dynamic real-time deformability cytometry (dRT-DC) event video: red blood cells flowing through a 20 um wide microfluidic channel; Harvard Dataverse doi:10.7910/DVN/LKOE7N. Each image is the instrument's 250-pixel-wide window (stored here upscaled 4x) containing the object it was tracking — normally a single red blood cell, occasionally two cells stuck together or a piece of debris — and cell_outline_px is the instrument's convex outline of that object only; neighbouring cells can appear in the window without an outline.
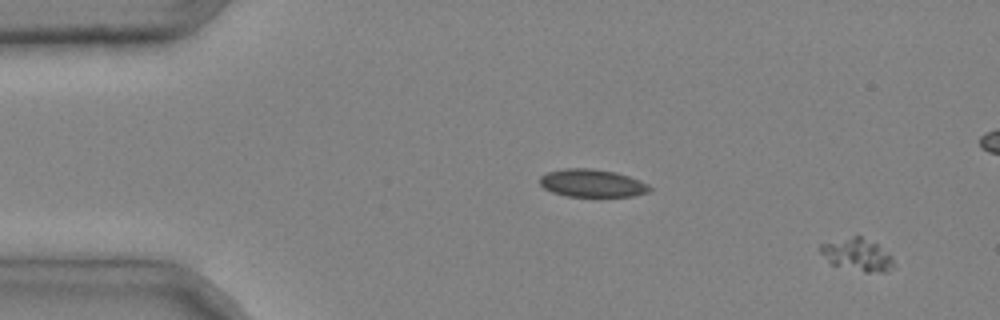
{"species": "common noctule bat (a hibernating species)", "species_latin": "Nyctalus noctula", "temperature_condition": "cold", "stored_images_in_passage": 2, "camera_frame_rate_fps": 3000, "um_per_image_px": 0.085, "animal": {"sex": "male", "body_mass_g": 20.4}, "frame": {"image": 1, "passage_image": 2, "time_ms": 0.333, "image_size_px": [1000, 320], "cell_outline_px": [[892, 264], [884, 272], [864, 272], [832, 264], [820, 252], [820, 244], [852, 236], [860, 236], [876, 244], [892, 256]], "centroid_in_image_um": [72.83, 21.64], "position_along_channel_um": 12.2, "area_um2": 13.35}}